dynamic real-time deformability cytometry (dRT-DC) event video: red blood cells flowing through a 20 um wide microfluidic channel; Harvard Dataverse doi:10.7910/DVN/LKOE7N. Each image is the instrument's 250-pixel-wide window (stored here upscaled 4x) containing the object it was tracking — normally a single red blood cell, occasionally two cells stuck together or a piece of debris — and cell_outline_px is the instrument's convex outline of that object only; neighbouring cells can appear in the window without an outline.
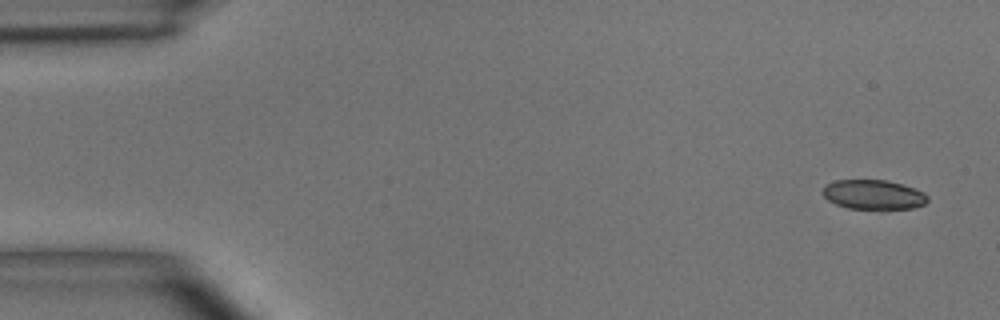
{"species": "common noctule bat (a hibernating species)", "species_latin": "Nyctalus noctula", "temperature_condition": "room temperature", "stored_images_in_passage": 3, "camera_frame_rate_fps": 3000, "um_per_image_px": 0.085, "animal": {"sex": "male", "body_mass_g": 15.6}, "frame": {"image": 1, "passage_image": 1, "time_ms": 0.0, "image_size_px": [1000, 320], "cell_outline_px": [[928, 200], [924, 204], [912, 208], [884, 212], [848, 208], [836, 204], [828, 200], [824, 196], [824, 188], [828, 184], [836, 180], [888, 180], [924, 192], [928, 196]], "centroid_in_image_um": [74.29, 16.6], "position_along_channel_um": 10.7, "area_um2": 18.55}}